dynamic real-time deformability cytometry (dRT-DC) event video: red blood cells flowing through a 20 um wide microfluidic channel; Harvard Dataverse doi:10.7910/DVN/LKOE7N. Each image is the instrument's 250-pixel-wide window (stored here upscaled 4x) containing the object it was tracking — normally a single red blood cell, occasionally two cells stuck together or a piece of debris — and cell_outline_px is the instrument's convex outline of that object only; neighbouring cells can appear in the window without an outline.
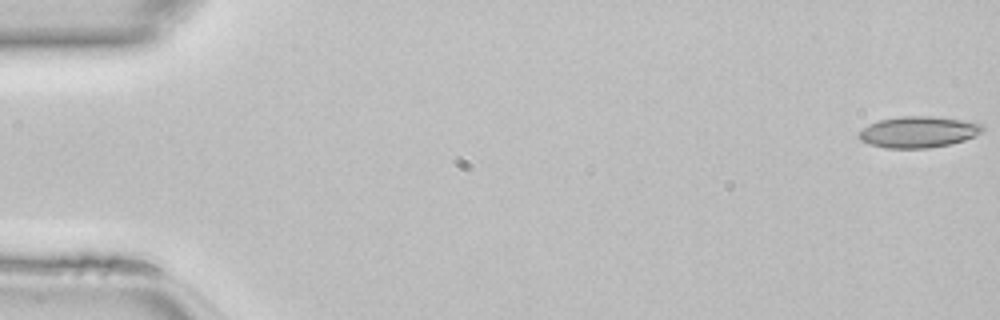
{"species": "common noctule bat (a hibernating species)", "species_latin": "Nyctalus noctula", "temperature_condition": "room temperature", "stored_images_in_passage": 47, "camera_frame_rate_fps": 3000, "um_per_image_px": 0.085, "animal": {"sex": "female", "body_mass_g": 22.7, "forearm_length_mm": 54.2}, "frame": {"image": 1, "passage_image": 1, "time_ms": 0.0, "image_size_px": [1000, 320], "cell_outline_px": [[984, 132], [964, 140], [952, 144], [928, 148], [884, 148], [868, 144], [860, 140], [856, 136], [868, 124], [880, 120], [900, 116], [932, 116], [960, 120], [984, 124]], "centroid_in_image_um": [78.06, 11.22], "position_along_channel_um": 6.9, "area_um2": 22.66}}
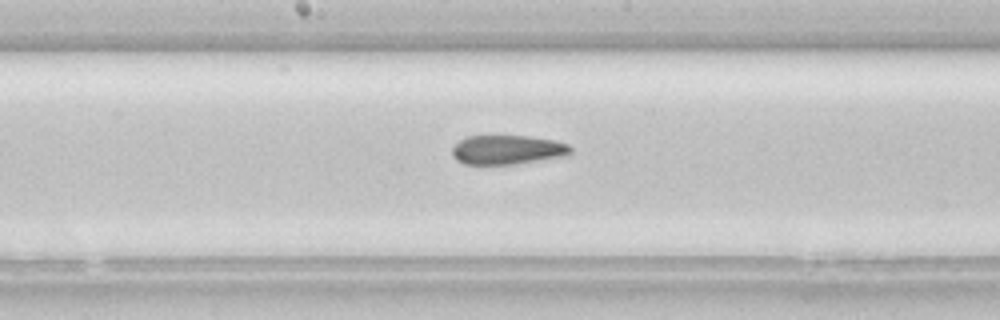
{"frame": {"image": 2, "passage_image": 25, "time_ms": 8.0, "image_size_px": [1000, 320], "cell_outline_px": [[572, 152], [568, 156], [512, 164], [464, 164], [456, 160], [452, 156], [452, 148], [464, 136], [528, 136], [556, 140], [568, 144], [572, 148]], "centroid_in_image_um": [43.15, 12.73], "position_along_channel_um": 205.1, "area_um2": 20.35}}
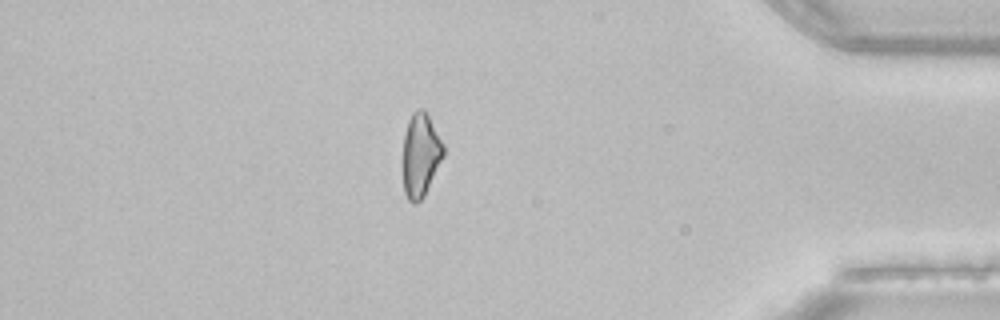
{"frame": {"image": 3, "passage_image": 41, "time_ms": 13.333, "image_size_px": [1000, 320], "cell_outline_px": [[444, 156], [424, 196], [416, 204], [412, 204], [408, 200], [404, 192], [400, 160], [404, 132], [408, 120], [412, 112], [416, 108], [424, 108], [444, 144]], "centroid_in_image_um": [35.69, 13.18], "position_along_channel_um": 399.5, "area_um2": 20.63}}